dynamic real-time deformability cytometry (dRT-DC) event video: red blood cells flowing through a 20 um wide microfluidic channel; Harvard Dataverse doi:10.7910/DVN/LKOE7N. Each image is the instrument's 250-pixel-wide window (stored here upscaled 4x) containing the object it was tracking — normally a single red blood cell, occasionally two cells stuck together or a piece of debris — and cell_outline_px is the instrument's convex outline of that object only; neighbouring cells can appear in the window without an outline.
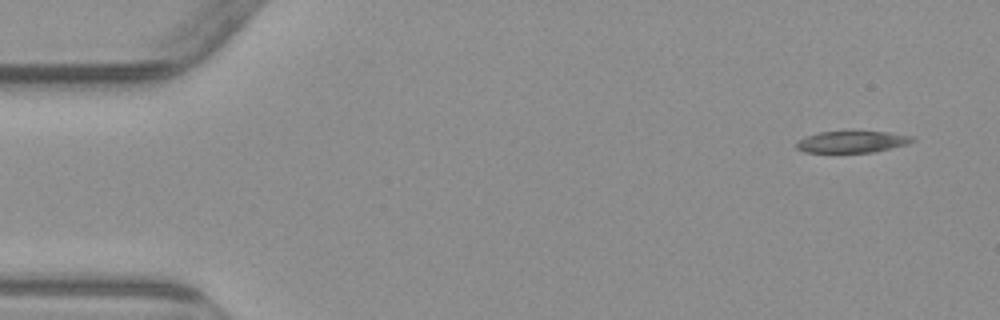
{"species": "common noctule bat (a hibernating species)", "species_latin": "Nyctalus noctula", "temperature_condition": "warm", "stored_images_in_passage": 4, "camera_frame_rate_fps": 3000, "um_per_image_px": 0.085, "animal": {"sex": "male", "body_mass_g": 23.1, "forearm_length_mm": 52.7}, "frame": {"image": 1, "passage_image": 1, "time_ms": 0.0, "image_size_px": [1000, 320], "cell_outline_px": [[916, 140], [908, 144], [876, 152], [804, 152], [796, 148], [796, 144], [800, 140], [808, 136], [820, 132], [888, 132], [912, 136]], "centroid_in_image_um": [72.48, 12.06], "position_along_channel_um": 12.5, "area_um2": 14.39}}
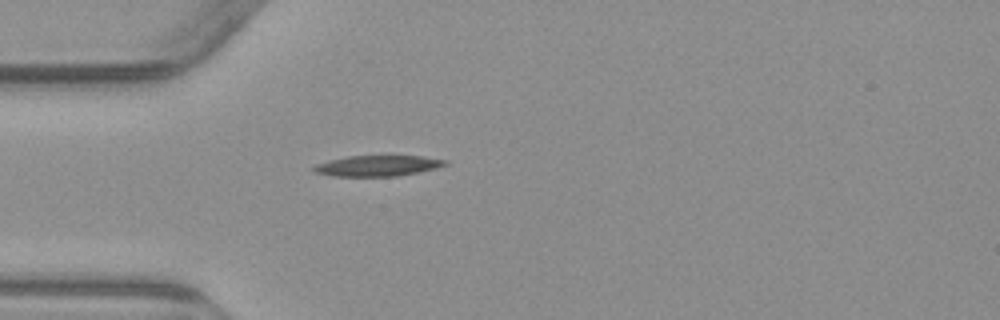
{"frame": {"image": 2, "passage_image": 4, "time_ms": 4.0, "image_size_px": [1000, 320], "cell_outline_px": [[448, 164], [436, 168], [396, 176], [336, 176], [316, 172], [312, 168], [316, 164], [348, 156], [424, 156], [448, 160]], "centroid_in_image_um": [32.15, 14.08], "position_along_channel_um": 52.9, "area_um2": 15.61}}